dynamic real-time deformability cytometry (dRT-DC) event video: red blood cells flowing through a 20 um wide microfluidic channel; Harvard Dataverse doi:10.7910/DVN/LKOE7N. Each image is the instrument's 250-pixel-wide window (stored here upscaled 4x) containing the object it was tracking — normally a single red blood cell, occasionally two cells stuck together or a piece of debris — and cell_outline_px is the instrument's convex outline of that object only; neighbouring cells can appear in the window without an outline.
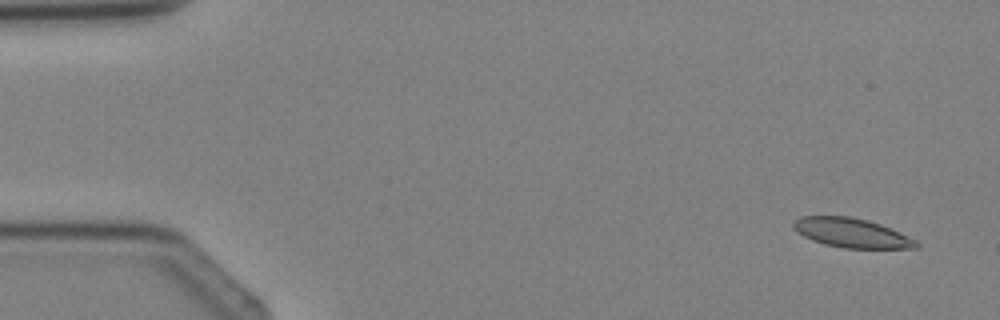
{"species": "Egyptian fruit bat (a non-hibernating species)", "species_latin": "Rousettus aegyptiacus", "temperature_condition": "cold", "stored_images_in_passage": 3, "camera_frame_rate_fps": 3000, "um_per_image_px": 0.085, "animal": {"sex": "female"}, "frame": {"image": 1, "passage_image": 1, "time_ms": 0.0, "image_size_px": [1000, 320], "cell_outline_px": [[920, 248], [844, 248], [824, 244], [812, 240], [796, 232], [792, 228], [792, 224], [800, 216], [848, 216], [868, 220], [880, 224], [916, 240], [920, 244]], "centroid_in_image_um": [72.36, 19.8], "position_along_channel_um": 12.6, "area_um2": 20.92}}
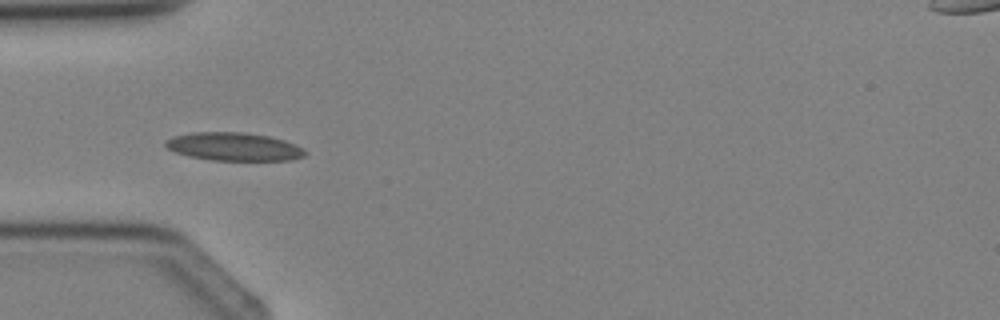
{"frame": {"image": 2, "passage_image": 3, "time_ms": 3.333, "image_size_px": [1000, 320], "cell_outline_px": [[308, 152], [304, 156], [292, 160], [212, 160], [188, 156], [176, 152], [168, 148], [164, 144], [164, 140], [172, 136], [192, 132], [244, 132], [268, 136], [284, 140], [296, 144], [304, 148]], "centroid_in_image_um": [19.89, 12.46], "position_along_channel_um": 65.1, "area_um2": 23.06}}